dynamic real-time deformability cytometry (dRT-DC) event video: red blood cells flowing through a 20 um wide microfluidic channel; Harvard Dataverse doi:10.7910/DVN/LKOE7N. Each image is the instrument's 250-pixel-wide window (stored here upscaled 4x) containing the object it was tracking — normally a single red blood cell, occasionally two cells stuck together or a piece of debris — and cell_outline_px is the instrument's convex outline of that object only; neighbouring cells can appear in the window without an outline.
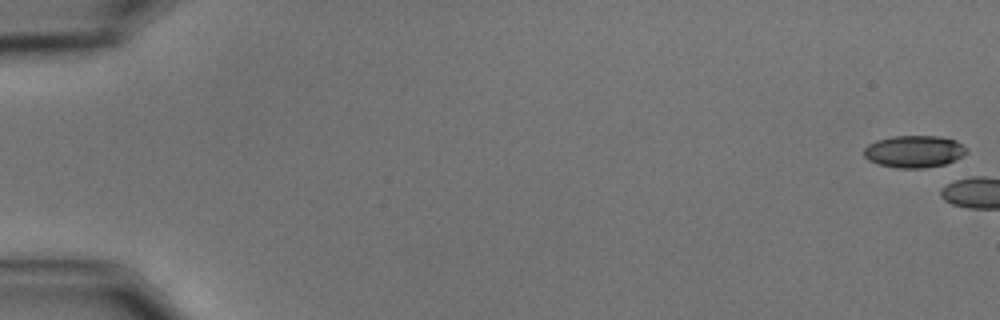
{"species": "common noctule bat (a hibernating species)", "species_latin": "Nyctalus noctula", "temperature_condition": "cold", "stored_images_in_passage": 4, "camera_frame_rate_fps": 3000, "um_per_image_px": 0.085, "animal": {"sex": "male", "body_mass_g": 15.6}, "frame": {"image": 1, "passage_image": 1, "time_ms": 0.0, "image_size_px": [1000, 320], "cell_outline_px": [[968, 152], [964, 156], [944, 164], [924, 168], [900, 168], [880, 164], [868, 160], [864, 156], [864, 148], [868, 144], [876, 140], [892, 136], [940, 136], [956, 140], [968, 148]], "centroid_in_image_um": [77.73, 12.86], "position_along_channel_um": 7.3, "area_um2": 19.31}}